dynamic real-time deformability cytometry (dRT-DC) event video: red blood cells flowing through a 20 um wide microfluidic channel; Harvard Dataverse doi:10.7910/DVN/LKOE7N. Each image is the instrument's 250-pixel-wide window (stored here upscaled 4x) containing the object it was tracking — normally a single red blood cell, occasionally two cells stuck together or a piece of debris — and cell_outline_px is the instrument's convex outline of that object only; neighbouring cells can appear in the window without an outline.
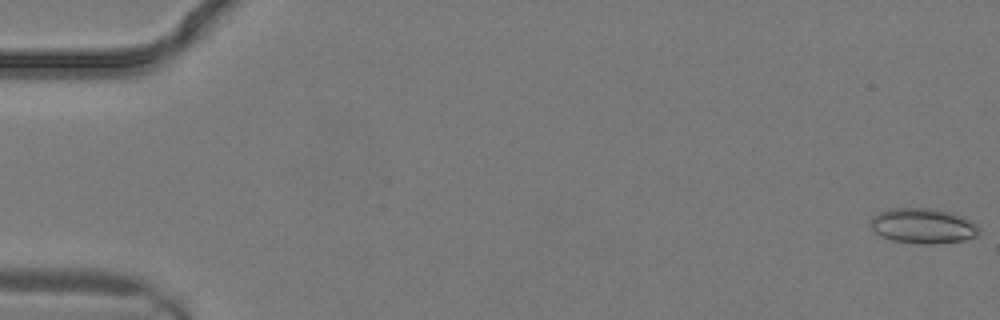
{"species": "common noctule bat (a hibernating species)", "species_latin": "Nyctalus noctula", "temperature_condition": "warm", "stored_images_in_passage": 8, "camera_frame_rate_fps": 3000, "um_per_image_px": 0.085, "animal": {"sex": "male", "body_mass_g": 19.2, "forearm_length_mm": 51.8}, "frame": {"image": 1, "passage_image": 1, "time_ms": 0.0, "image_size_px": [1000, 320], "cell_outline_px": [[980, 232], [976, 236], [964, 240], [932, 244], [920, 244], [892, 240], [880, 236], [872, 228], [872, 216], [880, 212], [892, 208], [932, 208], [952, 212], [972, 220], [980, 228]], "centroid_in_image_um": [78.5, 19.19], "position_along_channel_um": 6.5, "area_um2": 22.31}}